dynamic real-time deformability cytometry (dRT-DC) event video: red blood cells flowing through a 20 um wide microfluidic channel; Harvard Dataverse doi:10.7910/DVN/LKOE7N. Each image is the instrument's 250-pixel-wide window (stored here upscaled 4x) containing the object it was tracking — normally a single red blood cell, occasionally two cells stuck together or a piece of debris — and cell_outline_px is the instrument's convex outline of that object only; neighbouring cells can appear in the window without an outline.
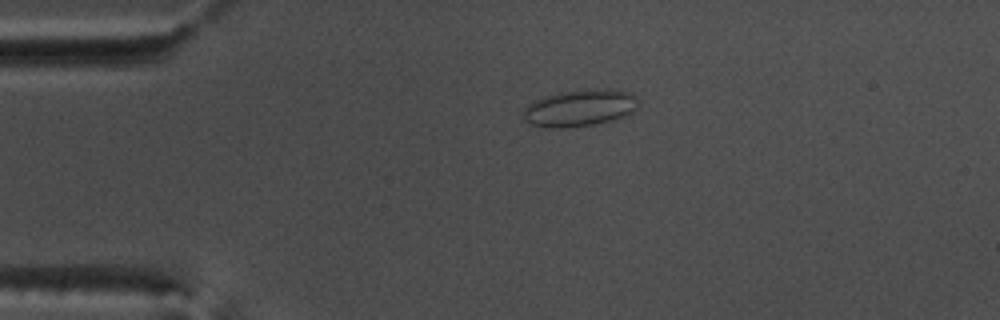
{"species": "common noctule bat (a hibernating species)", "species_latin": "Nyctalus noctula", "temperature_condition": "warm", "stored_images_in_passage": 54, "camera_frame_rate_fps": 3000, "um_per_image_px": 0.085, "animal": {"sex": "male", "body_mass_g": 17.5, "forearm_length_mm": 52.3}, "frame": {"image": 1, "passage_image": 12, "time_ms": 3.667, "image_size_px": [1000, 320], "cell_outline_px": [[636, 108], [632, 112], [624, 116], [612, 120], [596, 124], [564, 128], [548, 128], [532, 124], [524, 120], [524, 108], [528, 104], [540, 96], [560, 92], [584, 88], [608, 88], [632, 92], [636, 96]], "centroid_in_image_um": [49.27, 9.15], "position_along_channel_um": 35.7, "area_um2": 25.14}}
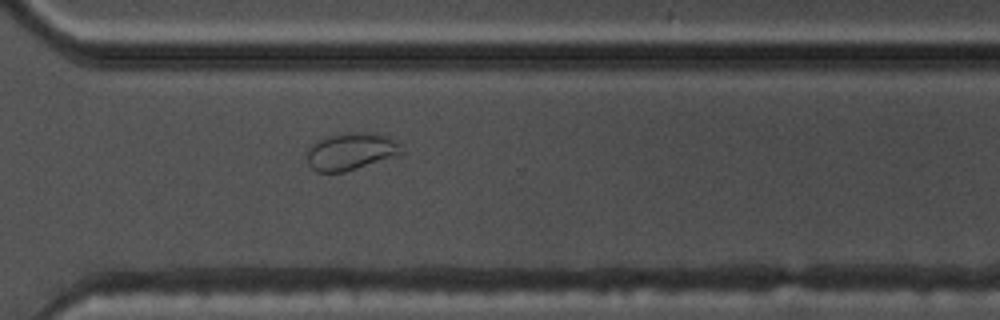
{"frame": {"image": 2, "passage_image": 39, "time_ms": 12.667, "image_size_px": [1000, 320], "cell_outline_px": [[404, 156], [344, 172], [316, 172], [308, 164], [308, 148], [316, 140], [324, 136], [364, 132], [388, 136], [400, 144], [404, 152]], "centroid_in_image_um": [29.9, 12.9], "position_along_channel_um": 340.7, "area_um2": 20.92}}
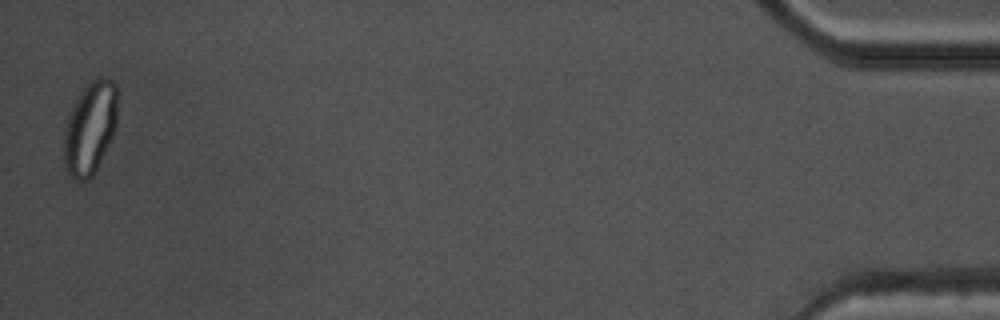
{"frame": {"image": 3, "passage_image": 53, "time_ms": 17.333, "image_size_px": [1000, 320], "cell_outline_px": [[116, 124], [112, 136], [92, 176], [88, 180], [76, 180], [68, 172], [64, 160], [64, 128], [72, 108], [76, 100], [84, 88], [96, 76], [100, 76], [112, 80], [116, 84]], "centroid_in_image_um": [7.65, 10.85], "position_along_channel_um": 427.6, "area_um2": 28.32}}